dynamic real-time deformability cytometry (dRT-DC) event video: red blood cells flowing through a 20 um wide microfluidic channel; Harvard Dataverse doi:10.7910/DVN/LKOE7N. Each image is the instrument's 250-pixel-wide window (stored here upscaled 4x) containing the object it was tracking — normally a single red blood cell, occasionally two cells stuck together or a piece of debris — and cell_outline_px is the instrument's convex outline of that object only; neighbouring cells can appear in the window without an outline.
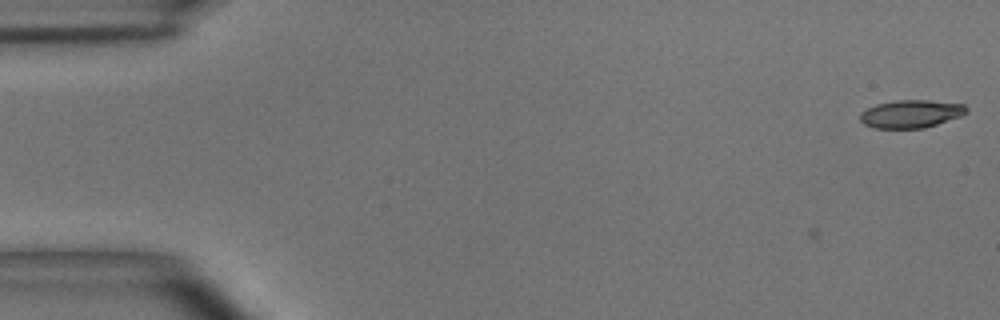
{"species": "common noctule bat (a hibernating species)", "species_latin": "Nyctalus noctula", "temperature_condition": "room temperature", "stored_images_in_passage": 5, "camera_frame_rate_fps": 3000, "um_per_image_px": 0.085, "animal": {"sex": "male", "body_mass_g": 15.6}, "frame": {"image": 1, "passage_image": 5, "time_ms": 1.333, "image_size_px": [1000, 320], "cell_outline_px": [[968, 112], [960, 116], [924, 128], [872, 128], [864, 124], [860, 120], [860, 112], [876, 104], [896, 100], [928, 100], [964, 104], [968, 108]], "centroid_in_image_um": [77.42, 9.67], "position_along_channel_um": 7.6, "area_um2": 17.28}}